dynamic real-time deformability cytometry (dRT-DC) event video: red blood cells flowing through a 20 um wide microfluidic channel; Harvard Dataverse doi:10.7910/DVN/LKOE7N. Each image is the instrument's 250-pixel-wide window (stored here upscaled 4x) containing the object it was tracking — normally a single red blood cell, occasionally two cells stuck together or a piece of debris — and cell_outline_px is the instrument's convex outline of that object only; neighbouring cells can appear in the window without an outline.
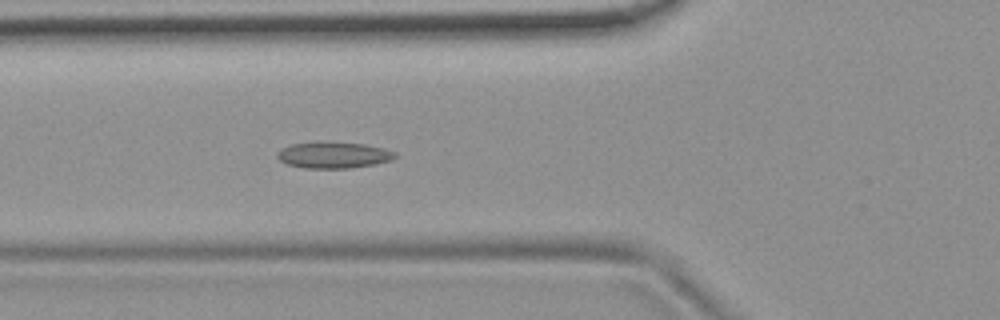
{"species": "common noctule bat (a hibernating species)", "species_latin": "Nyctalus noctula", "temperature_condition": "room temperature", "stored_images_in_passage": 47, "camera_frame_rate_fps": 3000, "um_per_image_px": 0.085, "animal": {"sex": "female", "body_mass_g": 19.9}, "frame": {"image": 1, "passage_image": 12, "time_ms": 3.667, "image_size_px": [1000, 320], "cell_outline_px": [[396, 156], [392, 160], [376, 164], [348, 168], [304, 168], [288, 164], [280, 160], [276, 156], [276, 152], [292, 144], [316, 140], [364, 144], [384, 148], [396, 152]], "centroid_in_image_um": [28.35, 13.16], "position_along_channel_um": 97.5, "area_um2": 18.32}}
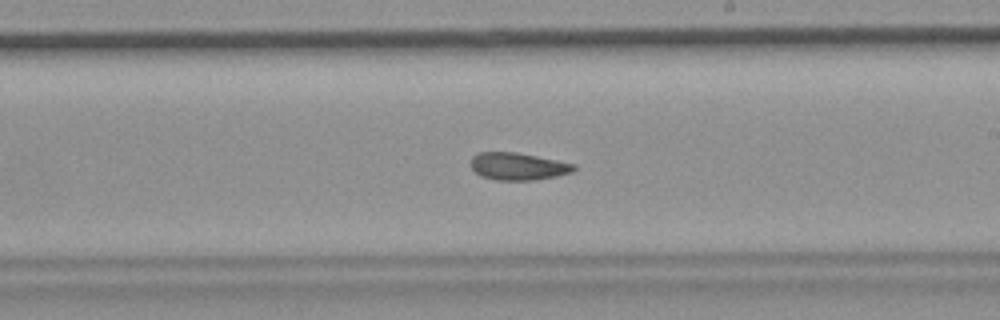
{"frame": {"image": 2, "passage_image": 24, "time_ms": 7.667, "image_size_px": [1000, 320], "cell_outline_px": [[576, 168], [572, 172], [556, 176], [532, 180], [496, 180], [480, 176], [472, 168], [472, 156], [476, 152], [516, 152], [576, 164]], "centroid_in_image_um": [44.02, 14.14], "position_along_channel_um": 245.0, "area_um2": 16.36}}
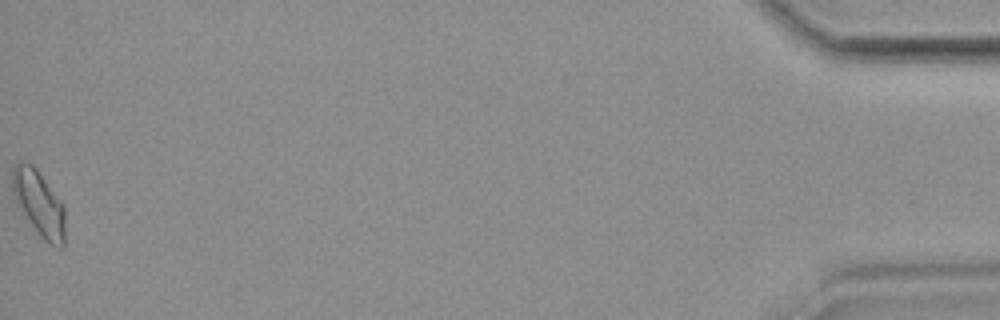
{"frame": {"image": 3, "passage_image": 47, "time_ms": 15.333, "image_size_px": [1000, 320], "cell_outline_px": [[64, 244], [60, 248], [48, 244], [40, 236], [16, 200], [12, 192], [12, 168], [20, 160], [32, 164], [36, 168], [64, 204]], "centroid_in_image_um": [3.32, 17.25], "position_along_channel_um": 431.9, "area_um2": 19.83}, "authors_computed_cell_mechanics": {"area_um2": 17.2822, "velocity_mm_per_s": 3.6928, "shape_relaxation_time_tau1_ms": null, "shape_relaxation_time_tau2_ms": 3.0161, "deformation_change_tau1": null, "deformation_change_tau2": 0.0976}}